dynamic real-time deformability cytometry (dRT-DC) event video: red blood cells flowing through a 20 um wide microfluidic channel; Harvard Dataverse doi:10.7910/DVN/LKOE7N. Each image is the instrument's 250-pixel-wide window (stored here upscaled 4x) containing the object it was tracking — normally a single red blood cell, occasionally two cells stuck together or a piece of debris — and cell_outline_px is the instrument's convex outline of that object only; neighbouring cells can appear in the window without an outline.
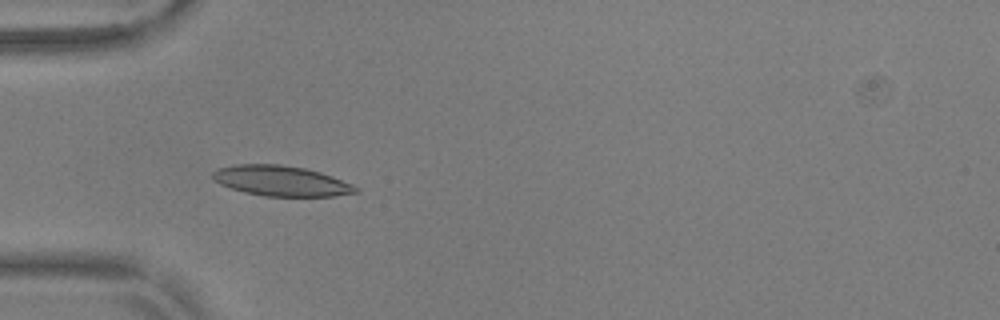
{"species": "common noctule bat (a hibernating species)", "species_latin": "Nyctalus noctula", "temperature_condition": "warm", "stored_images_in_passage": 54, "camera_frame_rate_fps": 3000, "um_per_image_px": 0.085, "animal": {"sex": "male", "body_mass_g": 17.9, "forearm_length_mm": 54.2}, "frame": {"image": 1, "passage_image": 17, "time_ms": 5.333, "image_size_px": [1000, 320], "cell_outline_px": [[360, 192], [332, 196], [264, 196], [244, 192], [220, 184], [212, 180], [212, 172], [216, 168], [236, 164], [280, 164], [304, 168], [320, 172], [332, 176], [352, 184], [360, 188]], "centroid_in_image_um": [23.88, 15.37], "position_along_channel_um": 61.1, "area_um2": 25.37}}
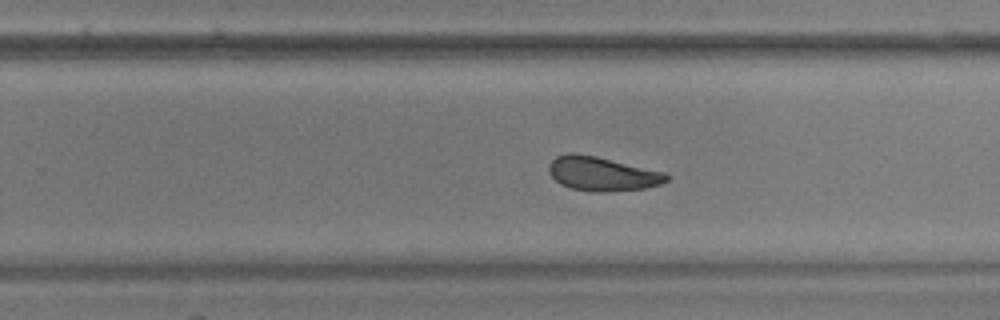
{"frame": {"image": 2, "passage_image": 35, "time_ms": 11.333, "image_size_px": [1000, 320], "cell_outline_px": [[668, 180], [660, 184], [644, 188], [608, 192], [592, 192], [572, 188], [560, 184], [548, 172], [548, 164], [556, 156], [572, 152], [596, 156], [664, 172], [668, 176]], "centroid_in_image_um": [51.15, 14.77], "position_along_channel_um": 278.7, "area_um2": 23.29}}
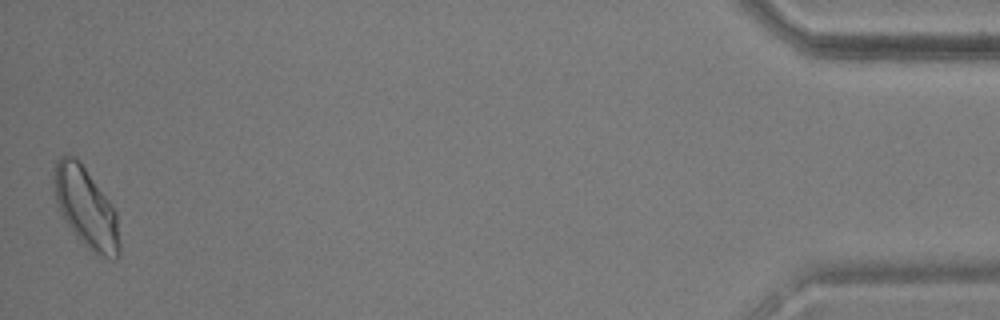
{"frame": {"image": 3, "passage_image": 54, "time_ms": 17.667, "image_size_px": [1000, 320], "cell_outline_px": [[120, 252], [112, 260], [92, 252], [76, 236], [64, 220], [60, 212], [56, 200], [52, 180], [52, 176], [56, 160], [60, 156], [68, 152], [76, 156], [108, 200], [116, 212], [120, 240]], "centroid_in_image_um": [7.27, 17.62], "position_along_channel_um": 427.9, "area_um2": 30.63}, "authors_computed_cell_mechanics": {"area_um2": 23.5824, "velocity_mm_per_s": 3.6816, "shape_relaxation_time_tau1_ms": 5.6156, "shape_relaxation_time_tau2_ms": 3.0504, "deformation_change_tau1": 0.1383, "deformation_change_tau2": 0.09}}